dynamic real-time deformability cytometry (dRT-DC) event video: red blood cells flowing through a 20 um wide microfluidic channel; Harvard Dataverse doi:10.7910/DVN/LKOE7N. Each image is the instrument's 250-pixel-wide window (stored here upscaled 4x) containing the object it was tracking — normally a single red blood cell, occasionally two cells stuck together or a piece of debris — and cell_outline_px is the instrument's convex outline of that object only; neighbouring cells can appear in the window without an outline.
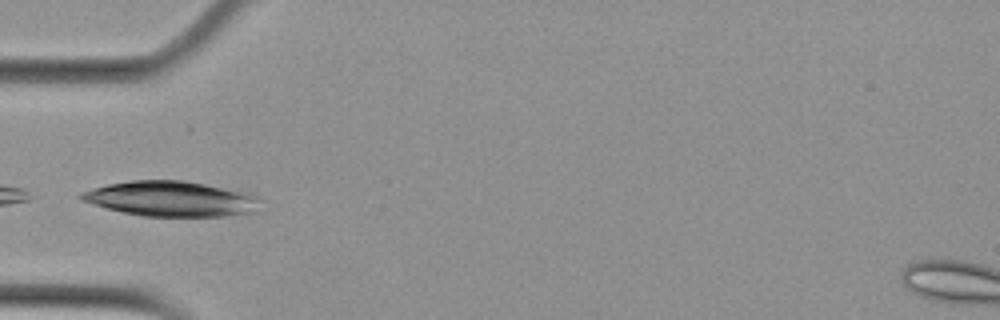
{"species": "Egyptian fruit bat (a non-hibernating species)", "species_latin": "Rousettus aegyptiacus", "temperature_condition": "cold", "stored_images_in_passage": 31, "camera_frame_rate_fps": 3000, "um_per_image_px": 0.085, "animal": {"sex": "female"}, "frame": {"image": 1, "passage_image": 1, "time_ms": 0.0, "image_size_px": [1000, 320], "cell_outline_px": [[264, 212], [224, 216], [144, 216], [124, 212], [108, 208], [80, 200], [76, 196], [80, 192], [92, 188], [108, 184], [132, 180], [180, 180], [204, 184], [248, 192], [256, 196], [260, 200]], "centroid_in_image_um": [14.62, 16.9], "position_along_channel_um": 70.4, "area_um2": 37.11}}
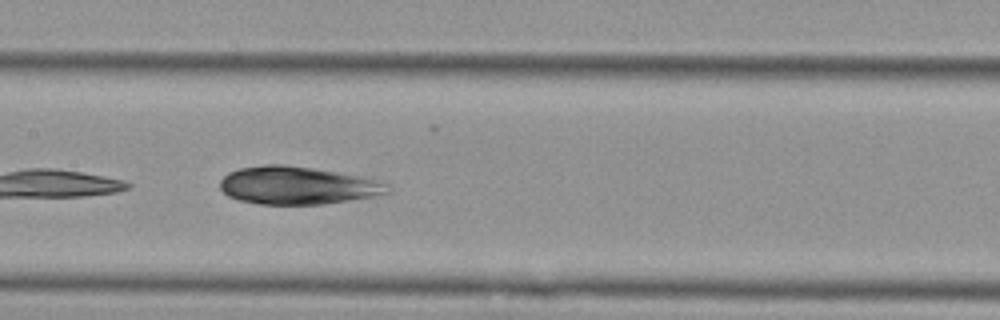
{"frame": {"image": 2, "passage_image": 10, "time_ms": 3.0, "image_size_px": [1000, 320], "cell_outline_px": [[388, 192], [372, 196], [324, 204], [260, 204], [240, 200], [228, 196], [220, 188], [220, 180], [228, 172], [240, 168], [264, 164], [284, 164], [312, 168], [356, 176], [372, 180], [384, 184]], "centroid_in_image_um": [25.15, 15.76], "position_along_channel_um": 182.3, "area_um2": 36.13}}
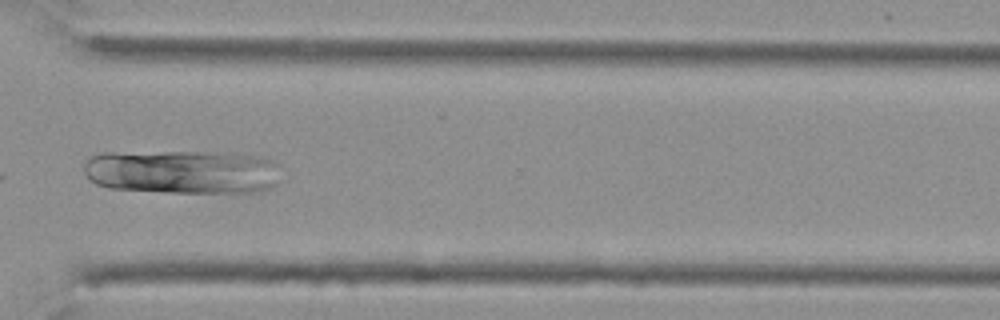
{"frame": {"image": 3, "passage_image": 24, "time_ms": 7.667, "image_size_px": [1000, 320], "cell_outline_px": [[276, 164], [272, 184], [268, 188], [256, 192], [168, 192], [112, 188], [96, 184], [84, 172], [84, 164], [92, 156], [100, 152], [228, 152], [252, 156], [268, 160]], "centroid_in_image_um": [15.38, 14.59], "position_along_channel_um": 355.2, "area_um2": 49.71}}